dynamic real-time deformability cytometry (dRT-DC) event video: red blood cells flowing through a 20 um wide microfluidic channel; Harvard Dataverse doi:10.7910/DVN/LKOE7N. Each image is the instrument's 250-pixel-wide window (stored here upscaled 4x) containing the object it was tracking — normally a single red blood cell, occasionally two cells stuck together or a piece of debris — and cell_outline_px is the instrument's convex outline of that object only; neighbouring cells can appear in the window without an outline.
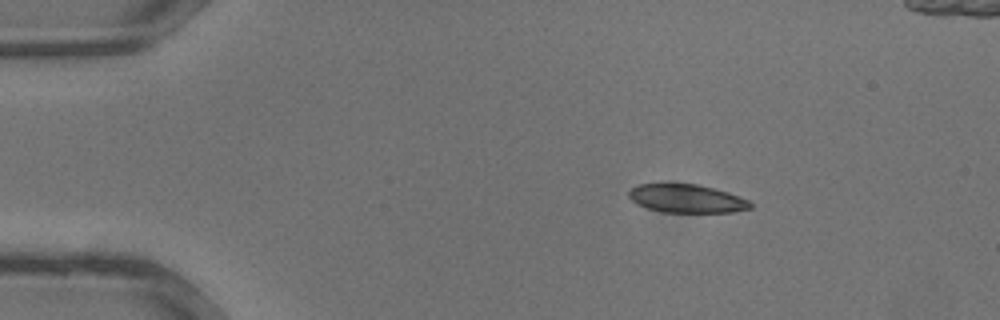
{"species": "common noctule bat (a hibernating species)", "species_latin": "Nyctalus noctula", "temperature_condition": "warm", "stored_images_in_passage": 33, "camera_frame_rate_fps": 3000, "um_per_image_px": 0.085, "animal": {"sex": "male", "body_mass_g": 13.3}, "frame": {"image": 1, "passage_image": 3, "time_ms": 0.667, "image_size_px": [1000, 320], "cell_outline_px": [[752, 208], [732, 212], [664, 212], [648, 208], [636, 204], [628, 196], [628, 192], [632, 188], [640, 184], [696, 184], [728, 192], [748, 200], [752, 204]], "centroid_in_image_um": [58.37, 16.88], "position_along_channel_um": 26.6, "area_um2": 19.88}}
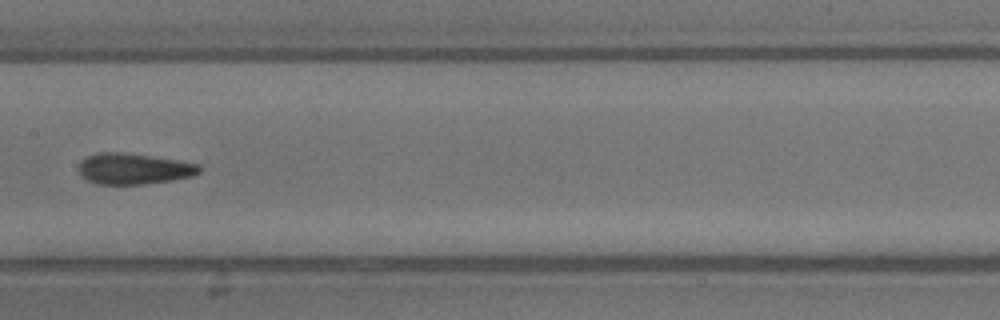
{"frame": {"image": 2, "passage_image": 15, "time_ms": 4.667, "image_size_px": [1000, 320], "cell_outline_px": [[200, 172], [192, 176], [172, 180], [140, 184], [96, 184], [80, 176], [80, 164], [88, 156], [96, 152], [120, 152], [176, 160], [200, 164]], "centroid_in_image_um": [11.36, 14.35], "position_along_channel_um": 196.0, "area_um2": 21.44}}
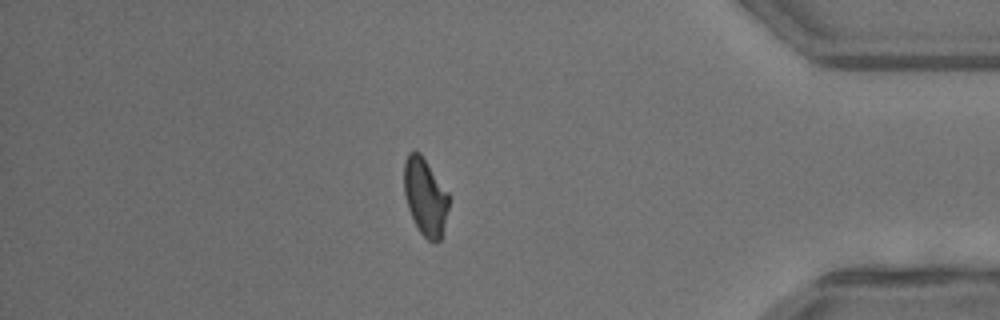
{"frame": {"image": 3, "passage_image": 27, "time_ms": 8.667, "image_size_px": [1000, 320], "cell_outline_px": [[448, 208], [440, 240], [428, 240], [420, 232], [408, 208], [404, 192], [404, 160], [408, 152], [420, 152], [448, 192]], "centroid_in_image_um": [36.12, 16.68], "position_along_channel_um": 399.1, "area_um2": 19.77}}